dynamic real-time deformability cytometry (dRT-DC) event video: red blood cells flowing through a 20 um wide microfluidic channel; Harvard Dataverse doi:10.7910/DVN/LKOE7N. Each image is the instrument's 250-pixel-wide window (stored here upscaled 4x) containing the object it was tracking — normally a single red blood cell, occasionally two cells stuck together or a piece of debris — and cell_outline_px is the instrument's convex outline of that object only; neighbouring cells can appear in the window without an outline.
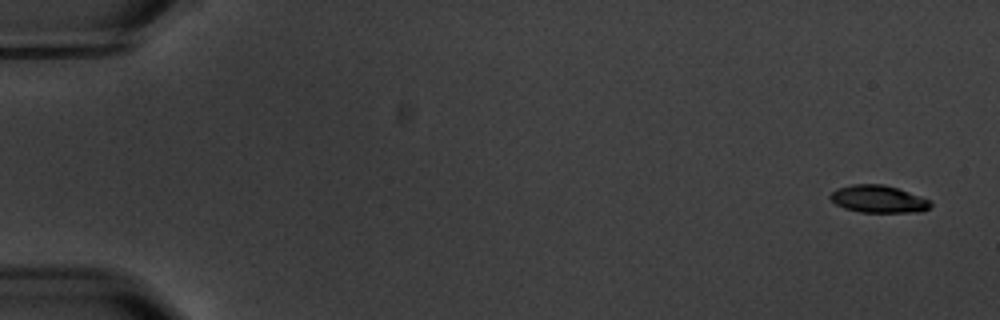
{"species": "common noctule bat (a hibernating species)", "species_latin": "Nyctalus noctula", "temperature_condition": "warm", "stored_images_in_passage": 10, "camera_frame_rate_fps": 3000, "um_per_image_px": 0.085, "animal": {"sex": "male", "body_mass_g": 20.1, "forearm_length_mm": 53.5}, "frame": {"image": 1, "passage_image": 1, "time_ms": 0.0, "image_size_px": [1000, 320], "cell_outline_px": [[932, 204], [928, 208], [920, 212], [860, 212], [844, 208], [836, 204], [828, 196], [836, 188], [852, 184], [884, 184], [908, 192], [928, 200]], "centroid_in_image_um": [74.61, 16.92], "position_along_channel_um": 10.4, "area_um2": 15.84}}
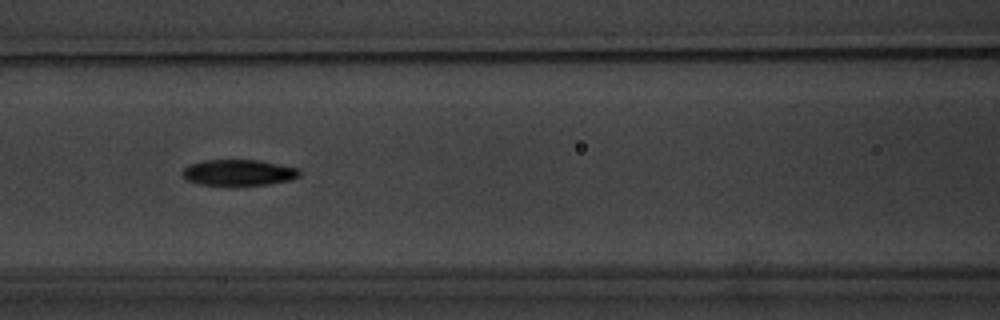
{"frame": {"image": 2, "passage_image": 8, "time_ms": 8.0, "image_size_px": [1000, 320], "cell_outline_px": [[300, 176], [292, 180], [268, 184], [200, 184], [188, 180], [180, 172], [188, 164], [204, 160], [256, 160], [300, 168]], "centroid_in_image_um": [20.3, 14.65], "position_along_channel_um": 146.3, "area_um2": 17.51}}
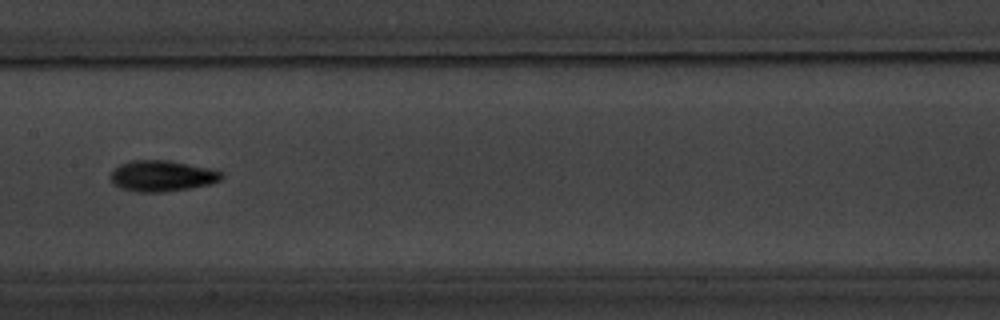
{"frame": {"image": 3, "passage_image": 9, "time_ms": 9.333, "image_size_px": [1000, 320], "cell_outline_px": [[224, 176], [220, 180], [212, 184], [164, 192], [136, 192], [120, 188], [112, 184], [112, 172], [120, 164], [128, 160], [172, 160], [216, 168]], "centroid_in_image_um": [13.82, 14.94], "position_along_channel_um": 193.6, "area_um2": 20.4}}